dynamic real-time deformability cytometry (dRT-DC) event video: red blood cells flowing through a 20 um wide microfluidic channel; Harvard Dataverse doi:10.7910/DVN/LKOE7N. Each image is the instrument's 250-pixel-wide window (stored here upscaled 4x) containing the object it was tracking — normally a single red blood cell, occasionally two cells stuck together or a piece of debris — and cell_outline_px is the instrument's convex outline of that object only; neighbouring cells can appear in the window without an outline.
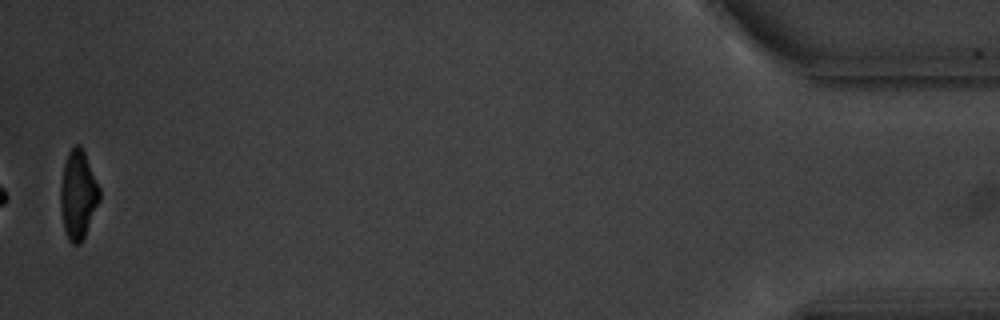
{"species": "common noctule bat (a hibernating species)", "species_latin": "Nyctalus noctula", "temperature_condition": "warm", "stored_images_in_passage": 14, "camera_frame_rate_fps": 3000, "um_per_image_px": 0.085, "animal": {"sex": "male", "body_mass_g": 20.1, "forearm_length_mm": 53.5}, "frame": {"image": 1, "passage_image": 14, "time_ms": 18.0, "image_size_px": [1000, 320], "cell_outline_px": [[100, 200], [84, 236], [80, 244], [72, 244], [68, 240], [64, 228], [60, 208], [60, 188], [64, 164], [68, 152], [76, 144], [80, 144], [84, 152], [100, 188]], "centroid_in_image_um": [6.63, 16.56], "position_along_channel_um": 428.6, "area_um2": 20.0}, "authors_computed_cell_mechanics": {"area_um2": 21.7039, "velocity_mm_per_s": 3.4769, "shape_relaxation_time_tau1_ms": 2.3636, "shape_relaxation_time_tau2_ms": 1.3792, "deformation_change_tau1": 0.125, "deformation_change_tau2": 0.0547}}